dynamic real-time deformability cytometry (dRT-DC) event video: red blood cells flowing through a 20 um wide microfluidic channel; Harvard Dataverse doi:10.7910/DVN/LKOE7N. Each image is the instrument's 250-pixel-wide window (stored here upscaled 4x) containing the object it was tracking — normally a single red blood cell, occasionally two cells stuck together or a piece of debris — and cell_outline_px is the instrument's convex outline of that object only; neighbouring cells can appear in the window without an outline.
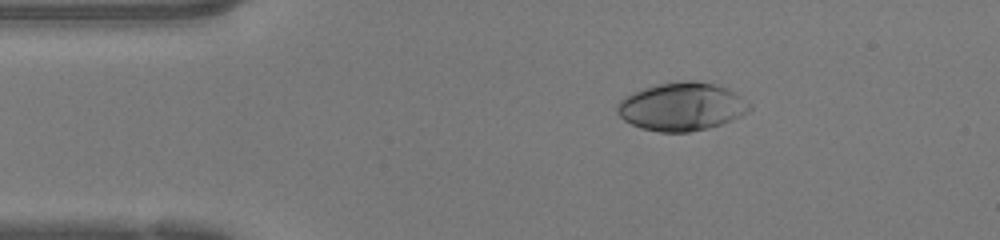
{"species": "human", "species_latin": "Homo sapiens", "temperature_condition": "warm", "stored_images_in_passage": 41, "camera_frame_rate_fps": 3000, "um_per_image_px": 0.085, "donor": {"sex": "female"}, "frame": {"image": 1, "passage_image": 2, "time_ms": 0.333, "image_size_px": [1000, 240], "cell_outline_px": [[752, 108], [748, 112], [740, 116], [720, 124], [708, 128], [688, 132], [660, 132], [640, 128], [624, 120], [616, 112], [616, 104], [624, 96], [644, 88], [660, 84], [684, 80], [696, 80], [712, 84], [736, 92], [752, 104]], "centroid_in_image_um": [57.94, 9.06], "position_along_channel_um": 27.1, "area_um2": 37.11}}
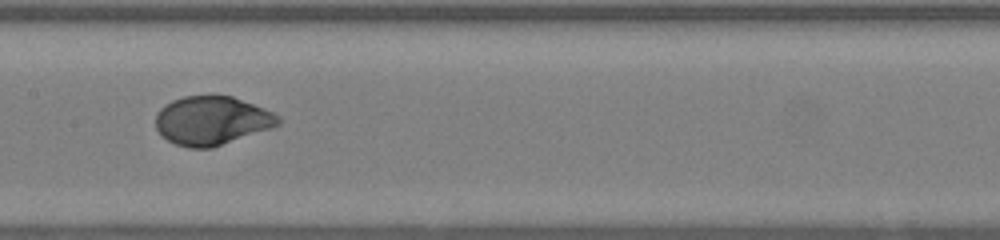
{"frame": {"image": 2, "passage_image": 17, "time_ms": 5.333, "image_size_px": [1000, 240], "cell_outline_px": [[280, 124], [272, 128], [212, 148], [188, 148], [176, 144], [168, 140], [156, 128], [156, 112], [164, 104], [172, 100], [184, 96], [232, 96], [272, 112], [280, 116]], "centroid_in_image_um": [17.99, 10.26], "position_along_channel_um": 189.4, "area_um2": 34.68}}
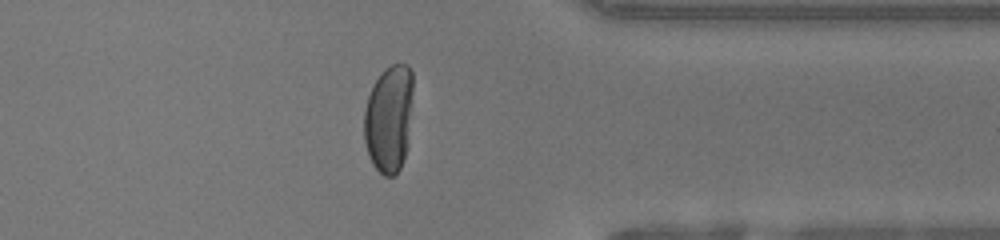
{"frame": {"image": 3, "passage_image": 31, "time_ms": 10.0, "image_size_px": [1000, 240], "cell_outline_px": [[412, 92], [408, 144], [400, 168], [392, 176], [384, 176], [372, 164], [368, 156], [364, 140], [364, 108], [368, 96], [376, 80], [384, 68], [392, 64], [408, 64], [412, 72]], "centroid_in_image_um": [33.04, 10.07], "position_along_channel_um": 378.4, "area_um2": 30.69}, "authors_computed_cell_mechanics": {"area_um2": 35.4314, "velocity_mm_per_s": 4.2768, "shape_relaxation_time_tau1_ms": 3.2748, "shape_relaxation_time_tau2_ms": null, "deformation_change_tau1": 0.2085, "deformation_change_tau2": null}}